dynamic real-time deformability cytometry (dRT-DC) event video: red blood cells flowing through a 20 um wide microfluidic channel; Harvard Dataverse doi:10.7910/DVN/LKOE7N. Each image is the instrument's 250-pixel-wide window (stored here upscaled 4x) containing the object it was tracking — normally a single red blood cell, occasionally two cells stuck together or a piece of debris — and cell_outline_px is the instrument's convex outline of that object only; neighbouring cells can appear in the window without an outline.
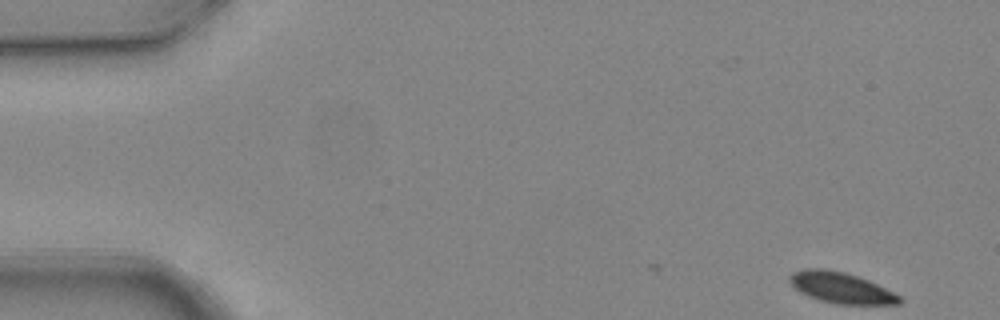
{"species": "common noctule bat (a hibernating species)", "species_latin": "Nyctalus noctula", "temperature_condition": "warm", "stored_images_in_passage": 6, "camera_frame_rate_fps": 3000, "um_per_image_px": 0.085, "animal": {"sex": "female", "body_mass_g": 24.6, "forearm_length_mm": 56.2}, "frame": {"image": 1, "passage_image": 1, "time_ms": 0.0, "image_size_px": [1000, 320], "cell_outline_px": [[904, 300], [900, 304], [836, 304], [820, 300], [808, 296], [800, 292], [788, 280], [788, 276], [792, 272], [804, 268], [824, 268], [844, 272], [868, 280], [900, 296]], "centroid_in_image_um": [71.46, 24.45], "position_along_channel_um": 13.5, "area_um2": 19.71}}
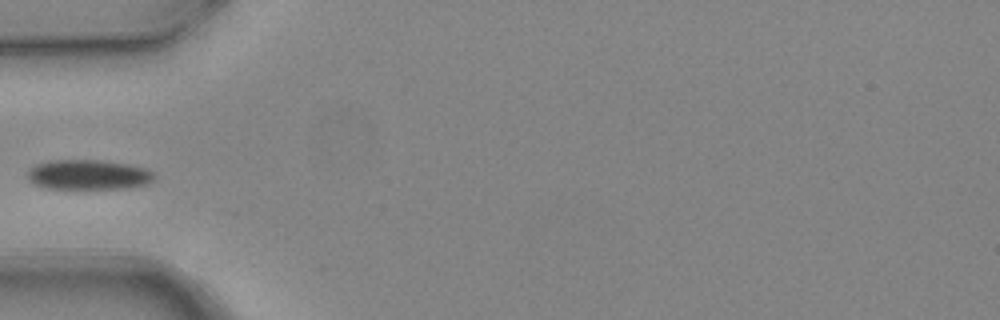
{"frame": {"image": 2, "passage_image": 5, "time_ms": 1.333, "image_size_px": [1000, 320], "cell_outline_px": [[156, 180], [148, 184], [128, 188], [44, 188], [28, 180], [28, 172], [36, 164], [48, 160], [104, 160], [128, 164], [144, 168], [156, 172]], "centroid_in_image_um": [7.58, 14.84], "position_along_channel_um": 77.4, "area_um2": 22.25}}
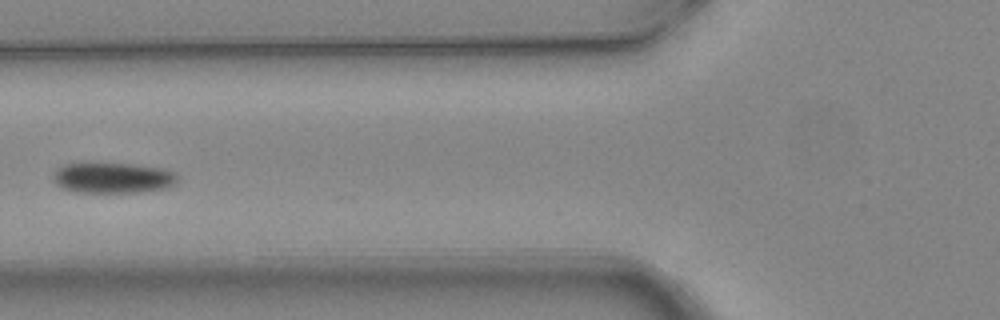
{"frame": {"image": 3, "passage_image": 6, "time_ms": 1.667, "image_size_px": [1000, 320], "cell_outline_px": [[180, 176], [176, 184], [168, 188], [136, 192], [72, 192], [60, 188], [52, 180], [52, 176], [56, 168], [64, 164], [132, 164], [164, 168], [176, 172]], "centroid_in_image_um": [9.61, 15.13], "position_along_channel_um": 116.2, "area_um2": 22.48}}